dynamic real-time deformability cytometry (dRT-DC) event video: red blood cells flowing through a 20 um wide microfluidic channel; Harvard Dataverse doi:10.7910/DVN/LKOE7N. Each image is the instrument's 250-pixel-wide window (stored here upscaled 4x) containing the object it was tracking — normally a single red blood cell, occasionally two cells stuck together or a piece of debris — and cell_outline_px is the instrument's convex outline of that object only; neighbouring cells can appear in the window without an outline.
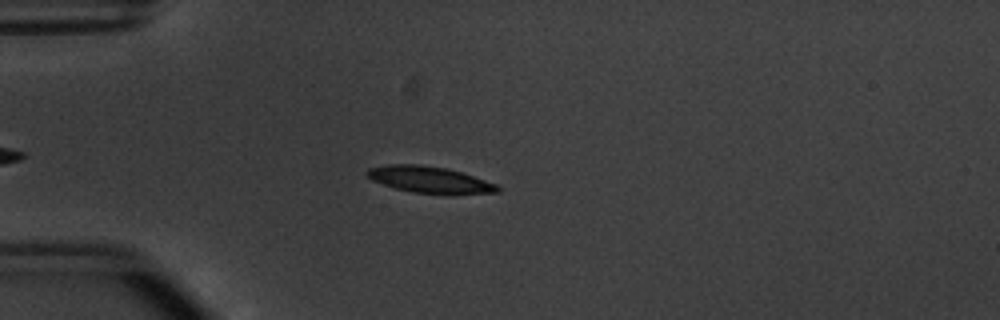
{"species": "common noctule bat (a hibernating species)", "species_latin": "Nyctalus noctula", "temperature_condition": "warm", "stored_images_in_passage": 45, "camera_frame_rate_fps": 3000, "um_per_image_px": 0.085, "animal": {"sex": "male", "body_mass_g": 20.1, "forearm_length_mm": 53.5}, "frame": {"image": 1, "passage_image": 10, "time_ms": 3.0, "image_size_px": [1000, 320], "cell_outline_px": [[500, 192], [452, 196], [448, 196], [412, 192], [396, 188], [372, 180], [364, 172], [368, 168], [388, 164], [420, 164], [444, 168], [460, 172], [496, 184], [500, 188]], "centroid_in_image_um": [36.55, 15.3], "position_along_channel_um": 48.5, "area_um2": 20.52}}
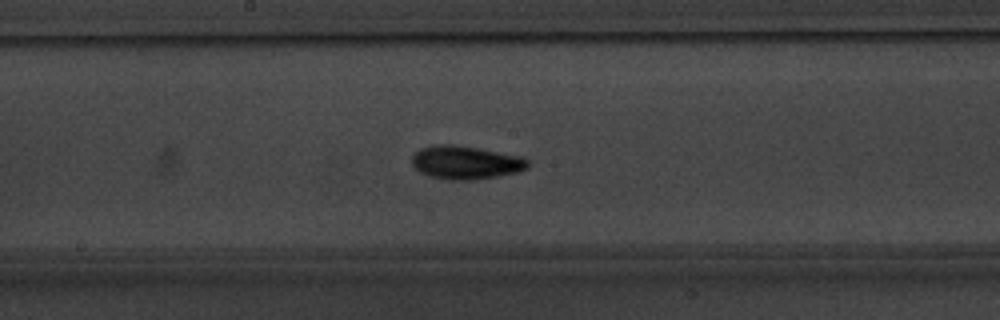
{"frame": {"image": 2, "passage_image": 24, "time_ms": 7.667, "image_size_px": [1000, 320], "cell_outline_px": [[528, 168], [516, 172], [496, 176], [472, 180], [448, 180], [428, 176], [420, 172], [412, 164], [412, 156], [420, 148], [436, 144], [456, 144], [520, 156], [528, 160]], "centroid_in_image_um": [39.54, 13.81], "position_along_channel_um": 208.7, "area_um2": 22.48}}
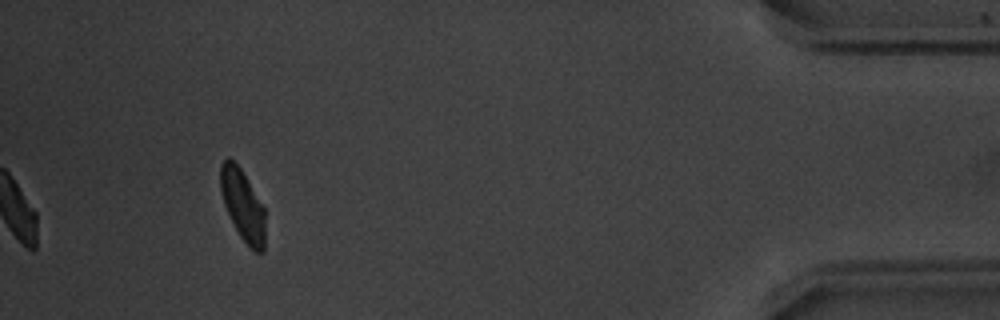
{"frame": {"image": 3, "passage_image": 45, "time_ms": 14.667, "image_size_px": [1000, 320], "cell_outline_px": [[264, 252], [256, 252], [248, 248], [240, 236], [224, 204], [220, 188], [220, 164], [228, 156], [240, 168], [264, 208]], "centroid_in_image_um": [20.62, 17.45], "position_along_channel_um": 414.6, "area_um2": 18.21}, "authors_computed_cell_mechanics": {"area_um2": 19.7098, "velocity_mm_per_s": 3.7934, "shape_relaxation_time_tau1_ms": 2.5497, "shape_relaxation_time_tau2_ms": 2.7569, "deformation_change_tau1": 0.1334, "deformation_change_tau2": 0.086}}